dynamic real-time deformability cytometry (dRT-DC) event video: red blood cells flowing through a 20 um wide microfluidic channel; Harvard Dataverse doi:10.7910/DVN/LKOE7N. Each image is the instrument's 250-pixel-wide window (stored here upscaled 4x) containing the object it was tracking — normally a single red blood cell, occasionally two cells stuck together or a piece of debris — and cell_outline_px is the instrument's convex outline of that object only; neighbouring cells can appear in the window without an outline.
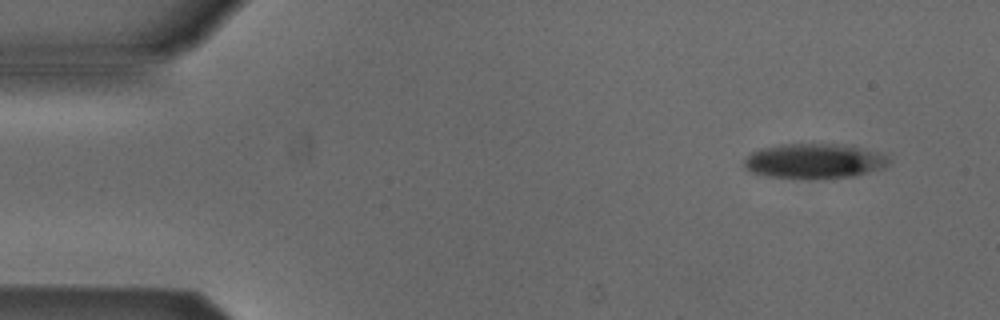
{"species": "Egyptian fruit bat (a non-hibernating species)", "species_latin": "Rousettus aegyptiacus", "temperature_condition": "cold", "stored_images_in_passage": 5, "camera_frame_rate_fps": 3000, "um_per_image_px": 0.085, "animal": {"sex": "male"}, "frame": {"image": 1, "passage_image": 1, "time_ms": 0.0, "image_size_px": [1000, 320], "cell_outline_px": [[888, 164], [884, 168], [856, 176], [824, 180], [768, 176], [752, 172], [744, 168], [744, 160], [752, 152], [764, 148], [784, 144], [852, 144], [880, 152], [888, 160]], "centroid_in_image_um": [69.27, 13.7], "position_along_channel_um": 15.7, "area_um2": 29.88}}
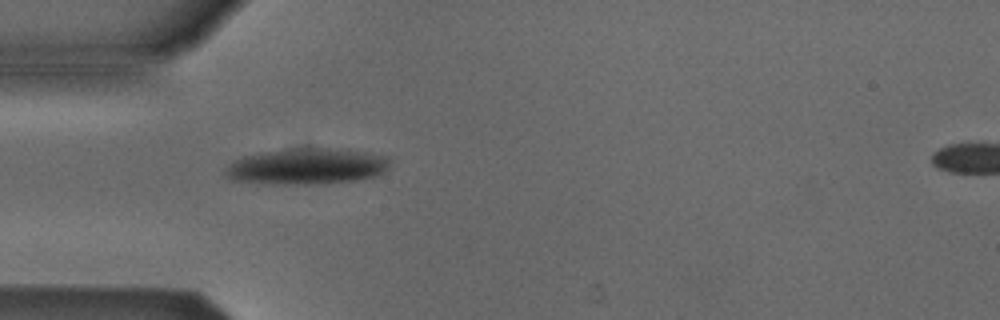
{"frame": {"image": 2, "passage_image": 4, "time_ms": 3.667, "image_size_px": [1000, 320], "cell_outline_px": [[388, 168], [384, 172], [376, 176], [356, 180], [324, 184], [260, 184], [232, 180], [224, 176], [224, 168], [236, 160], [244, 156], [260, 152], [296, 148], [328, 148], [384, 156], [388, 160]], "centroid_in_image_um": [25.98, 14.17], "position_along_channel_um": 59.0, "area_um2": 34.51}}